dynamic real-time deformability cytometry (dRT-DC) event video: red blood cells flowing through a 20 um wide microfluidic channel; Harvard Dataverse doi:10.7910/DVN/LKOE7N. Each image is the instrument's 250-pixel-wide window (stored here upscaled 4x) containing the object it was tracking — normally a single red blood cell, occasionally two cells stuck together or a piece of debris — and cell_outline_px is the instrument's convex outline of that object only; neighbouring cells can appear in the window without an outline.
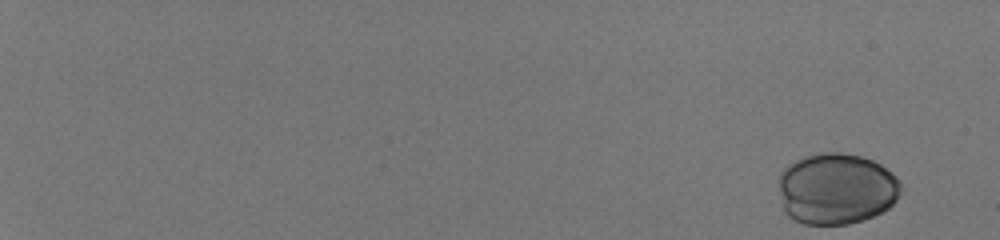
{"species": "human", "species_latin": "Homo sapiens", "temperature_condition": "room temperature", "stored_images_in_passage": 49, "camera_frame_rate_fps": 3000, "um_per_image_px": 0.085, "donor": {"sex": "male"}, "frame": {"image": 1, "passage_image": 1, "time_ms": 0.0, "image_size_px": [1000, 240], "cell_outline_px": [[904, 188], [896, 200], [884, 212], [864, 220], [848, 224], [804, 224], [792, 220], [784, 212], [780, 192], [780, 172], [788, 164], [804, 156], [820, 152], [840, 152], [860, 156], [872, 160], [880, 164], [892, 172], [900, 180]], "centroid_in_image_um": [71.12, 16.05], "position_along_channel_um": 13.9, "area_um2": 51.38}}
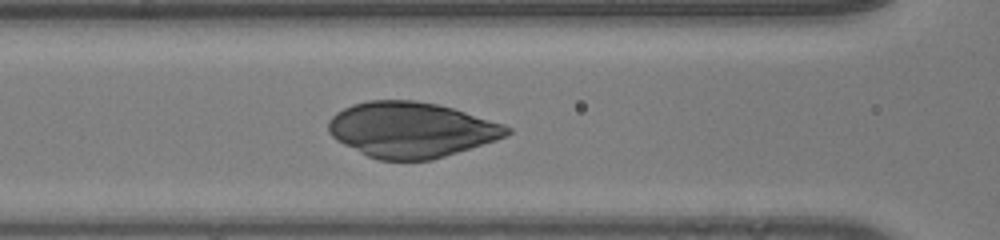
{"frame": {"image": 2, "passage_image": 28, "time_ms": 9.0, "image_size_px": [1000, 240], "cell_outline_px": [[512, 132], [496, 140], [432, 160], [380, 160], [368, 156], [336, 140], [328, 132], [328, 120], [336, 112], [352, 104], [368, 100], [416, 100], [436, 104], [452, 108], [504, 124], [512, 128]], "centroid_in_image_um": [34.93, 11.02], "position_along_channel_um": 131.7, "area_um2": 57.45}}
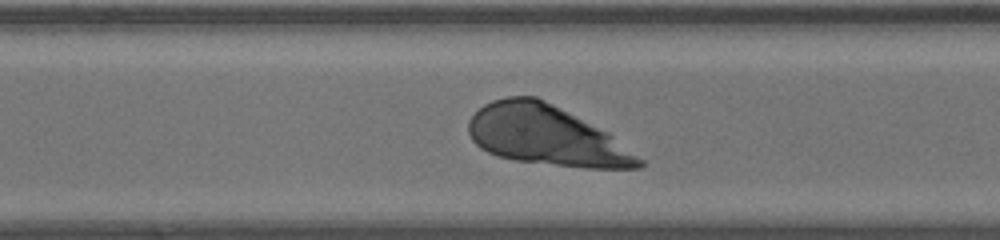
{"frame": {"image": 3, "passage_image": 42, "time_ms": 13.667, "image_size_px": [1000, 240], "cell_outline_px": [[644, 164], [640, 168], [584, 168], [516, 160], [496, 156], [480, 148], [472, 140], [468, 132], [468, 120], [484, 104], [492, 100], [508, 96], [536, 96], [608, 132], [644, 160]], "centroid_in_image_um": [46.42, 11.53], "position_along_channel_um": 324.2, "area_um2": 59.13}}